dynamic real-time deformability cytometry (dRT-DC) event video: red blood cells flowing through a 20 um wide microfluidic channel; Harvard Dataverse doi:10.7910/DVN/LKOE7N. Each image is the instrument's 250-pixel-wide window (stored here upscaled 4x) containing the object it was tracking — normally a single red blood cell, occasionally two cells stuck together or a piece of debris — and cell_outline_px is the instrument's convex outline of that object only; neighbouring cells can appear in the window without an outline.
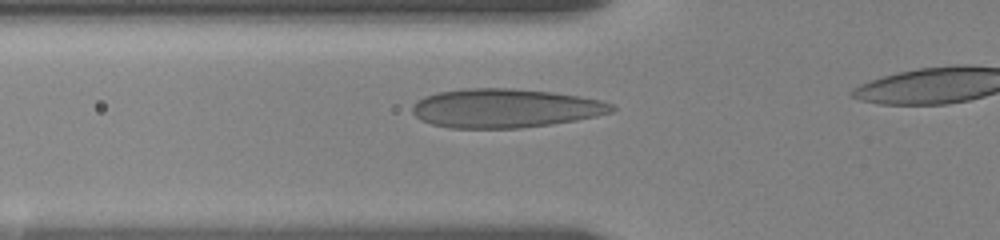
{"species": "human", "species_latin": "Homo sapiens", "temperature_condition": "room temperature", "stored_images_in_passage": 22, "segment_of_instrument_passage": [1, 2], "camera_frame_rate_fps": 3000, "um_per_image_px": 0.085, "donor": {"sex": "female"}, "frame": {"image": 1, "passage_image": 20, "time_ms": 4.667, "image_size_px": [1000, 240], "cell_outline_px": [[616, 108], [612, 112], [596, 116], [576, 120], [552, 124], [520, 128], [448, 128], [432, 124], [420, 120], [412, 112], [412, 104], [416, 100], [424, 96], [436, 92], [464, 88], [512, 88], [552, 92], [580, 96], [600, 100], [612, 104]], "centroid_in_image_um": [42.9, 9.19], "position_along_channel_um": 82.9, "area_um2": 45.55}}